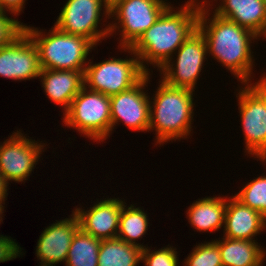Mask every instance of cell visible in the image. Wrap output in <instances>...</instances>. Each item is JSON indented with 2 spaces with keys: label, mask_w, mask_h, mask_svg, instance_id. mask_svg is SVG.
I'll return each mask as SVG.
<instances>
[{
  "label": "cell",
  "mask_w": 266,
  "mask_h": 266,
  "mask_svg": "<svg viewBox=\"0 0 266 266\" xmlns=\"http://www.w3.org/2000/svg\"><path fill=\"white\" fill-rule=\"evenodd\" d=\"M210 11L209 6L200 3L197 29L205 38L208 57L211 55L214 60L221 63L220 65L230 71L240 83H251L255 66L251 43L257 42L260 37L251 30Z\"/></svg>",
  "instance_id": "6da1fadb"
},
{
  "label": "cell",
  "mask_w": 266,
  "mask_h": 266,
  "mask_svg": "<svg viewBox=\"0 0 266 266\" xmlns=\"http://www.w3.org/2000/svg\"><path fill=\"white\" fill-rule=\"evenodd\" d=\"M200 3L198 0H188L181 8L177 7L178 10L170 3L156 22L130 47L147 73H151L149 64L158 70L175 57L177 49L197 30Z\"/></svg>",
  "instance_id": "7a4b0ae2"
},
{
  "label": "cell",
  "mask_w": 266,
  "mask_h": 266,
  "mask_svg": "<svg viewBox=\"0 0 266 266\" xmlns=\"http://www.w3.org/2000/svg\"><path fill=\"white\" fill-rule=\"evenodd\" d=\"M158 82L155 94L150 99L148 132L155 131V144L161 146L169 141L186 139L193 133L195 92L171 87L162 79Z\"/></svg>",
  "instance_id": "3957f363"
},
{
  "label": "cell",
  "mask_w": 266,
  "mask_h": 266,
  "mask_svg": "<svg viewBox=\"0 0 266 266\" xmlns=\"http://www.w3.org/2000/svg\"><path fill=\"white\" fill-rule=\"evenodd\" d=\"M24 31L38 49L41 69L85 71L87 56L96 47L87 38L62 32L54 25L45 33L24 24Z\"/></svg>",
  "instance_id": "277c9868"
},
{
  "label": "cell",
  "mask_w": 266,
  "mask_h": 266,
  "mask_svg": "<svg viewBox=\"0 0 266 266\" xmlns=\"http://www.w3.org/2000/svg\"><path fill=\"white\" fill-rule=\"evenodd\" d=\"M244 83L237 90L238 110L245 141V155L266 163V75Z\"/></svg>",
  "instance_id": "5b68a950"
},
{
  "label": "cell",
  "mask_w": 266,
  "mask_h": 266,
  "mask_svg": "<svg viewBox=\"0 0 266 266\" xmlns=\"http://www.w3.org/2000/svg\"><path fill=\"white\" fill-rule=\"evenodd\" d=\"M65 127L78 131L93 142H104L111 134L110 96L85 86L63 113Z\"/></svg>",
  "instance_id": "8992f818"
},
{
  "label": "cell",
  "mask_w": 266,
  "mask_h": 266,
  "mask_svg": "<svg viewBox=\"0 0 266 266\" xmlns=\"http://www.w3.org/2000/svg\"><path fill=\"white\" fill-rule=\"evenodd\" d=\"M120 49L133 56L125 59L110 57L95 64L91 59L88 61L84 71V86L87 89L112 96L128 90L147 74L130 47Z\"/></svg>",
  "instance_id": "52a82bcc"
},
{
  "label": "cell",
  "mask_w": 266,
  "mask_h": 266,
  "mask_svg": "<svg viewBox=\"0 0 266 266\" xmlns=\"http://www.w3.org/2000/svg\"><path fill=\"white\" fill-rule=\"evenodd\" d=\"M168 0H120L110 8V36L120 32V47H131L170 5ZM115 32V33H114Z\"/></svg>",
  "instance_id": "ba28073f"
},
{
  "label": "cell",
  "mask_w": 266,
  "mask_h": 266,
  "mask_svg": "<svg viewBox=\"0 0 266 266\" xmlns=\"http://www.w3.org/2000/svg\"><path fill=\"white\" fill-rule=\"evenodd\" d=\"M103 17L104 21L110 19V8L103 0H67L54 26L62 32L85 37L97 46L110 37L109 24L105 28L100 25Z\"/></svg>",
  "instance_id": "9c48e42d"
},
{
  "label": "cell",
  "mask_w": 266,
  "mask_h": 266,
  "mask_svg": "<svg viewBox=\"0 0 266 266\" xmlns=\"http://www.w3.org/2000/svg\"><path fill=\"white\" fill-rule=\"evenodd\" d=\"M174 54L176 60L171 58L159 69L160 79L171 87L186 88L195 92L203 63L208 56L202 33L198 29L195 30Z\"/></svg>",
  "instance_id": "30bf717a"
},
{
  "label": "cell",
  "mask_w": 266,
  "mask_h": 266,
  "mask_svg": "<svg viewBox=\"0 0 266 266\" xmlns=\"http://www.w3.org/2000/svg\"><path fill=\"white\" fill-rule=\"evenodd\" d=\"M26 135L19 129L0 142V173L8 183L27 181L47 145Z\"/></svg>",
  "instance_id": "8fae6325"
},
{
  "label": "cell",
  "mask_w": 266,
  "mask_h": 266,
  "mask_svg": "<svg viewBox=\"0 0 266 266\" xmlns=\"http://www.w3.org/2000/svg\"><path fill=\"white\" fill-rule=\"evenodd\" d=\"M152 74L147 73L137 84L110 96L111 133L119 122L131 131L148 132L150 96L145 87H148Z\"/></svg>",
  "instance_id": "7c38bea8"
},
{
  "label": "cell",
  "mask_w": 266,
  "mask_h": 266,
  "mask_svg": "<svg viewBox=\"0 0 266 266\" xmlns=\"http://www.w3.org/2000/svg\"><path fill=\"white\" fill-rule=\"evenodd\" d=\"M38 49L23 31L10 44L0 48V76L14 81H26L40 76Z\"/></svg>",
  "instance_id": "4fadbf2b"
},
{
  "label": "cell",
  "mask_w": 266,
  "mask_h": 266,
  "mask_svg": "<svg viewBox=\"0 0 266 266\" xmlns=\"http://www.w3.org/2000/svg\"><path fill=\"white\" fill-rule=\"evenodd\" d=\"M80 228L77 215L72 211L69 218L57 221L44 228L36 246V256L39 266H55L65 262L72 239Z\"/></svg>",
  "instance_id": "5bb4252c"
},
{
  "label": "cell",
  "mask_w": 266,
  "mask_h": 266,
  "mask_svg": "<svg viewBox=\"0 0 266 266\" xmlns=\"http://www.w3.org/2000/svg\"><path fill=\"white\" fill-rule=\"evenodd\" d=\"M125 199L105 198L97 200L89 210L75 207L73 212L77 215L80 228L100 240L117 237L121 210Z\"/></svg>",
  "instance_id": "9a60e30c"
},
{
  "label": "cell",
  "mask_w": 266,
  "mask_h": 266,
  "mask_svg": "<svg viewBox=\"0 0 266 266\" xmlns=\"http://www.w3.org/2000/svg\"><path fill=\"white\" fill-rule=\"evenodd\" d=\"M209 1L200 0L201 3L210 6V9H214L211 12L251 30L258 37L261 38L265 34L266 5L263 0H220L219 4L218 0H214L218 4L217 7L213 5V0Z\"/></svg>",
  "instance_id": "2e32d148"
},
{
  "label": "cell",
  "mask_w": 266,
  "mask_h": 266,
  "mask_svg": "<svg viewBox=\"0 0 266 266\" xmlns=\"http://www.w3.org/2000/svg\"><path fill=\"white\" fill-rule=\"evenodd\" d=\"M230 197L226 196L223 237L256 241L254 237L266 230V218L234 196Z\"/></svg>",
  "instance_id": "e0dca14e"
},
{
  "label": "cell",
  "mask_w": 266,
  "mask_h": 266,
  "mask_svg": "<svg viewBox=\"0 0 266 266\" xmlns=\"http://www.w3.org/2000/svg\"><path fill=\"white\" fill-rule=\"evenodd\" d=\"M40 82L45 94L64 113L84 87V71L41 69Z\"/></svg>",
  "instance_id": "ac0fdd59"
},
{
  "label": "cell",
  "mask_w": 266,
  "mask_h": 266,
  "mask_svg": "<svg viewBox=\"0 0 266 266\" xmlns=\"http://www.w3.org/2000/svg\"><path fill=\"white\" fill-rule=\"evenodd\" d=\"M221 239L213 241L219 247L222 266H263L266 250L257 241Z\"/></svg>",
  "instance_id": "d6986e66"
},
{
  "label": "cell",
  "mask_w": 266,
  "mask_h": 266,
  "mask_svg": "<svg viewBox=\"0 0 266 266\" xmlns=\"http://www.w3.org/2000/svg\"><path fill=\"white\" fill-rule=\"evenodd\" d=\"M226 196L198 199L188 207L189 224L199 232H216L224 227Z\"/></svg>",
  "instance_id": "ffe728a7"
},
{
  "label": "cell",
  "mask_w": 266,
  "mask_h": 266,
  "mask_svg": "<svg viewBox=\"0 0 266 266\" xmlns=\"http://www.w3.org/2000/svg\"><path fill=\"white\" fill-rule=\"evenodd\" d=\"M142 249L122 239H103L98 253V266H137Z\"/></svg>",
  "instance_id": "44dd1931"
},
{
  "label": "cell",
  "mask_w": 266,
  "mask_h": 266,
  "mask_svg": "<svg viewBox=\"0 0 266 266\" xmlns=\"http://www.w3.org/2000/svg\"><path fill=\"white\" fill-rule=\"evenodd\" d=\"M126 206L125 202L121 210L117 238L141 249H145L147 246L136 241L142 238V236L144 237L147 233L148 224H150L148 222L147 212L141 207L134 206V204Z\"/></svg>",
  "instance_id": "7402d4cb"
},
{
  "label": "cell",
  "mask_w": 266,
  "mask_h": 266,
  "mask_svg": "<svg viewBox=\"0 0 266 266\" xmlns=\"http://www.w3.org/2000/svg\"><path fill=\"white\" fill-rule=\"evenodd\" d=\"M101 240L79 228L70 245L66 266H98Z\"/></svg>",
  "instance_id": "603a6c76"
},
{
  "label": "cell",
  "mask_w": 266,
  "mask_h": 266,
  "mask_svg": "<svg viewBox=\"0 0 266 266\" xmlns=\"http://www.w3.org/2000/svg\"><path fill=\"white\" fill-rule=\"evenodd\" d=\"M233 196L242 204L260 212L266 218V175L250 180Z\"/></svg>",
  "instance_id": "cb8c5ba5"
},
{
  "label": "cell",
  "mask_w": 266,
  "mask_h": 266,
  "mask_svg": "<svg viewBox=\"0 0 266 266\" xmlns=\"http://www.w3.org/2000/svg\"><path fill=\"white\" fill-rule=\"evenodd\" d=\"M184 266H222L219 247L212 240L199 243L183 262Z\"/></svg>",
  "instance_id": "d4e9b609"
},
{
  "label": "cell",
  "mask_w": 266,
  "mask_h": 266,
  "mask_svg": "<svg viewBox=\"0 0 266 266\" xmlns=\"http://www.w3.org/2000/svg\"><path fill=\"white\" fill-rule=\"evenodd\" d=\"M177 248L169 245L156 251L147 246L142 249L141 262L144 266H179Z\"/></svg>",
  "instance_id": "484cf974"
},
{
  "label": "cell",
  "mask_w": 266,
  "mask_h": 266,
  "mask_svg": "<svg viewBox=\"0 0 266 266\" xmlns=\"http://www.w3.org/2000/svg\"><path fill=\"white\" fill-rule=\"evenodd\" d=\"M13 17V18H12ZM24 31V23L12 15L0 11V48L10 44Z\"/></svg>",
  "instance_id": "4316f807"
},
{
  "label": "cell",
  "mask_w": 266,
  "mask_h": 266,
  "mask_svg": "<svg viewBox=\"0 0 266 266\" xmlns=\"http://www.w3.org/2000/svg\"><path fill=\"white\" fill-rule=\"evenodd\" d=\"M22 250L24 249L10 236L2 235L0 237V263L14 260L20 257V255L22 256Z\"/></svg>",
  "instance_id": "83f0119b"
},
{
  "label": "cell",
  "mask_w": 266,
  "mask_h": 266,
  "mask_svg": "<svg viewBox=\"0 0 266 266\" xmlns=\"http://www.w3.org/2000/svg\"><path fill=\"white\" fill-rule=\"evenodd\" d=\"M26 0H0V11L19 16Z\"/></svg>",
  "instance_id": "f1b7e54d"
},
{
  "label": "cell",
  "mask_w": 266,
  "mask_h": 266,
  "mask_svg": "<svg viewBox=\"0 0 266 266\" xmlns=\"http://www.w3.org/2000/svg\"><path fill=\"white\" fill-rule=\"evenodd\" d=\"M8 183L4 176L0 173V203H5V201L7 200V195H8Z\"/></svg>",
  "instance_id": "f546056e"
},
{
  "label": "cell",
  "mask_w": 266,
  "mask_h": 266,
  "mask_svg": "<svg viewBox=\"0 0 266 266\" xmlns=\"http://www.w3.org/2000/svg\"><path fill=\"white\" fill-rule=\"evenodd\" d=\"M120 0H103V2L109 7L112 8Z\"/></svg>",
  "instance_id": "4dcf8cb0"
},
{
  "label": "cell",
  "mask_w": 266,
  "mask_h": 266,
  "mask_svg": "<svg viewBox=\"0 0 266 266\" xmlns=\"http://www.w3.org/2000/svg\"><path fill=\"white\" fill-rule=\"evenodd\" d=\"M2 204L4 205L5 203H0V221L3 219L2 217L5 209V206H3Z\"/></svg>",
  "instance_id": "1f68e13d"
},
{
  "label": "cell",
  "mask_w": 266,
  "mask_h": 266,
  "mask_svg": "<svg viewBox=\"0 0 266 266\" xmlns=\"http://www.w3.org/2000/svg\"><path fill=\"white\" fill-rule=\"evenodd\" d=\"M262 38H263V39H265V38H266V32H265V34L262 36Z\"/></svg>",
  "instance_id": "d6a6232c"
}]
</instances>
